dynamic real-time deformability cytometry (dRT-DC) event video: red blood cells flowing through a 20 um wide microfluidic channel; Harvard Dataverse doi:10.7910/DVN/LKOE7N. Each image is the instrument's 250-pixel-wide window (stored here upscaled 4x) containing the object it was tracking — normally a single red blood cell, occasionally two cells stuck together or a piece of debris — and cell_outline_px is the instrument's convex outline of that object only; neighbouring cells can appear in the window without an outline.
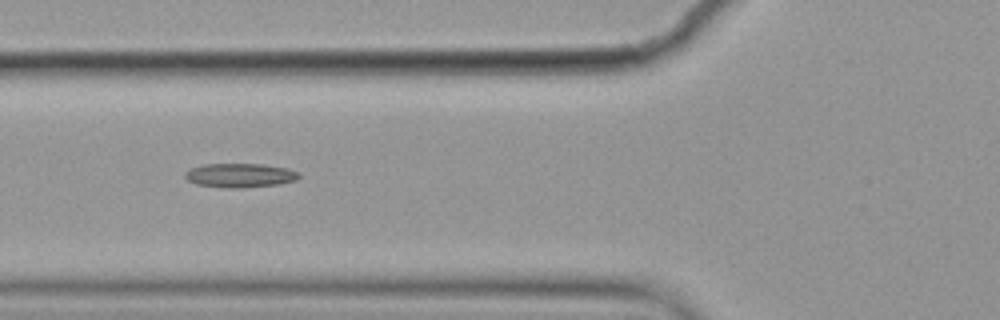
{"species": "common noctule bat (a hibernating species)", "species_latin": "Nyctalus noctula", "temperature_condition": "cold", "stored_images_in_passage": 2, "camera_frame_rate_fps": 3000, "um_per_image_px": 0.085, "animal": {"sex": "female", "body_mass_g": 19.9}, "frame": {"image": 1, "passage_image": 2, "time_ms": 0.333, "image_size_px": [1000, 320], "cell_outline_px": [[300, 176], [296, 180], [280, 184], [244, 188], [228, 188], [196, 184], [188, 180], [184, 176], [184, 172], [192, 168], [204, 164], [264, 164], [288, 168], [300, 172]], "centroid_in_image_um": [20.43, 14.9], "position_along_channel_um": 105.4, "area_um2": 16.13}}